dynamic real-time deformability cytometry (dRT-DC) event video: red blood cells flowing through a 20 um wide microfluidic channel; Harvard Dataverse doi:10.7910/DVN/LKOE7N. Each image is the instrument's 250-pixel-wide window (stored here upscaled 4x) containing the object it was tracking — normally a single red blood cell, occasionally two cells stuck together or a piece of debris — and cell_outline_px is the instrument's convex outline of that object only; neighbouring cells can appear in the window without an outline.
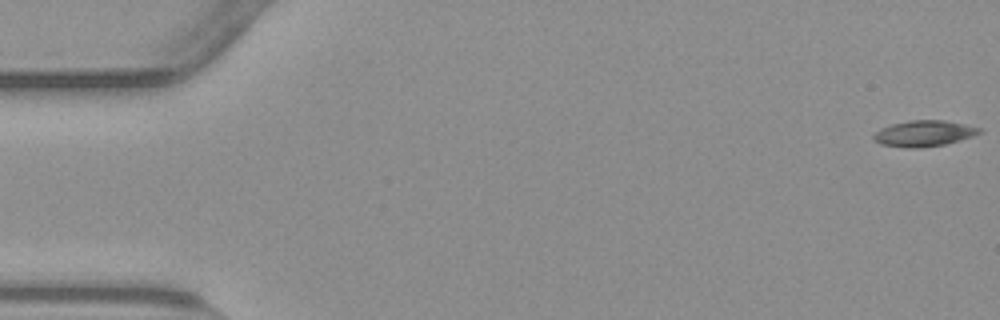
{"species": "common noctule bat (a hibernating species)", "species_latin": "Nyctalus noctula", "temperature_condition": "warm", "stored_images_in_passage": 55, "camera_frame_rate_fps": 3000, "um_per_image_px": 0.085, "animal": {"sex": "male", "body_mass_g": 23.1, "forearm_length_mm": 52.7}, "frame": {"image": 1, "passage_image": 1, "time_ms": 0.0, "image_size_px": [1000, 320], "cell_outline_px": [[984, 128], [980, 132], [972, 136], [944, 144], [920, 148], [908, 148], [880, 144], [872, 140], [872, 136], [880, 128], [892, 124], [912, 120], [944, 120]], "centroid_in_image_um": [78.5, 11.34], "position_along_channel_um": 6.5, "area_um2": 15.95}}
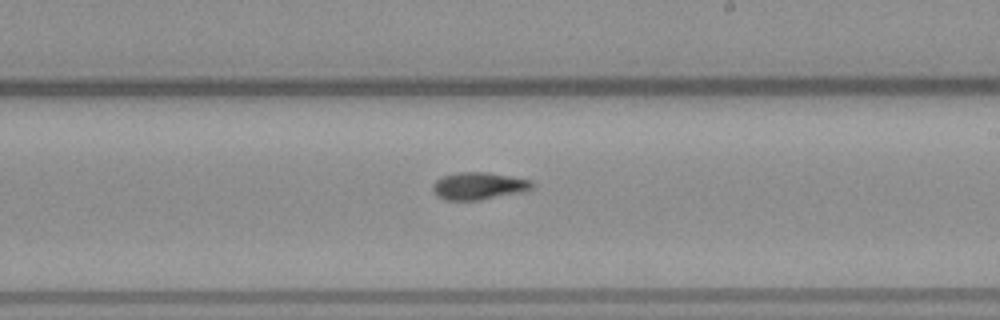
{"frame": {"image": 2, "passage_image": 32, "time_ms": 10.333, "image_size_px": [1000, 320], "cell_outline_px": [[536, 184], [532, 188], [520, 192], [480, 200], [444, 200], [436, 196], [432, 188], [432, 184], [436, 180], [444, 176], [460, 172], [488, 172], [512, 176], [532, 180]], "centroid_in_image_um": [40.69, 15.8], "position_along_channel_um": 248.3, "area_um2": 15.9}}
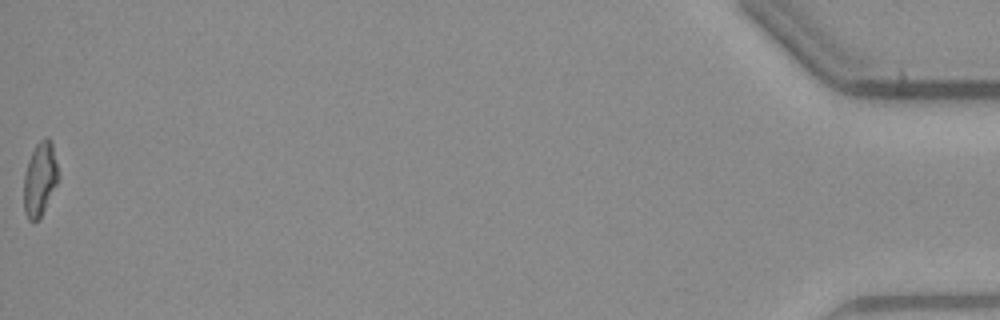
{"frame": {"image": 3, "passage_image": 55, "time_ms": 18.0, "image_size_px": [1000, 320], "cell_outline_px": [[60, 180], [40, 220], [32, 224], [28, 220], [24, 212], [24, 172], [28, 160], [36, 144], [44, 136], [48, 136], [52, 140], [60, 176]], "centroid_in_image_um": [3.42, 15.25], "position_along_channel_um": 431.8, "area_um2": 15.66}}